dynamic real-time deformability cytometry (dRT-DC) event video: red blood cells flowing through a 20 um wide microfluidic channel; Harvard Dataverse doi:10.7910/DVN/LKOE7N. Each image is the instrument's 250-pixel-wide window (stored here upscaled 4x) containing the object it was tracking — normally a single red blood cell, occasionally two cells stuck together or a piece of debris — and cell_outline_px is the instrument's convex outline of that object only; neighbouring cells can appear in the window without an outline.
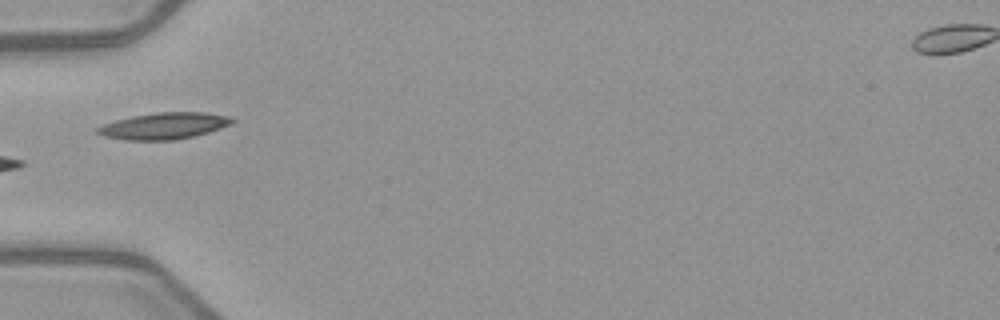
{"species": "common noctule bat (a hibernating species)", "species_latin": "Nyctalus noctula", "temperature_condition": "warm", "stored_images_in_passage": 4, "camera_frame_rate_fps": 3000, "um_per_image_px": 0.085, "animal": {"sex": "female", "body_mass_g": 21.9}, "frame": {"image": 1, "passage_image": 4, "time_ms": 3.333, "image_size_px": [1000, 320], "cell_outline_px": [[236, 120], [232, 124], [196, 136], [176, 140], [124, 140], [104, 136], [92, 132], [96, 128], [104, 124], [116, 120], [132, 116], [156, 112], [208, 112], [232, 116]], "centroid_in_image_um": [13.96, 10.7], "position_along_channel_um": 71.0, "area_um2": 21.15}}